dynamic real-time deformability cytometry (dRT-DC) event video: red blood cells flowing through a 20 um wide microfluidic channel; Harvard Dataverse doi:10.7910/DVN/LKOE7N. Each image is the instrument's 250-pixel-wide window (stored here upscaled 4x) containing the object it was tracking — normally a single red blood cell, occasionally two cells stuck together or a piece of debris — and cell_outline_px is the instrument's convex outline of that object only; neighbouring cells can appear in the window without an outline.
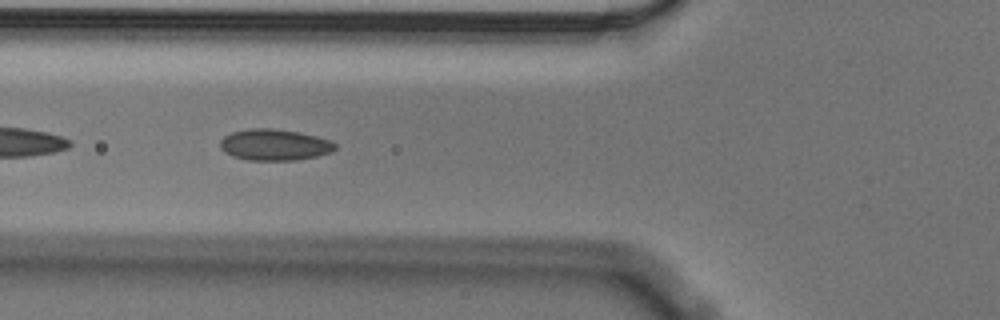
{"species": "Egyptian fruit bat (a non-hibernating species)", "species_latin": "Rousettus aegyptiacus", "temperature_condition": "cold", "stored_images_in_passage": 21, "camera_frame_rate_fps": 3000, "um_per_image_px": 0.085, "animal": {"sex": "male"}, "frame": {"image": 1, "passage_image": 4, "time_ms": 1.0, "image_size_px": [1000, 320], "cell_outline_px": [[336, 148], [332, 152], [316, 156], [296, 160], [248, 160], [232, 156], [224, 152], [220, 148], [220, 140], [224, 136], [232, 132], [248, 128], [272, 128], [300, 132], [332, 140], [336, 144]], "centroid_in_image_um": [23.33, 12.3], "position_along_channel_um": 102.5, "area_um2": 21.15}}
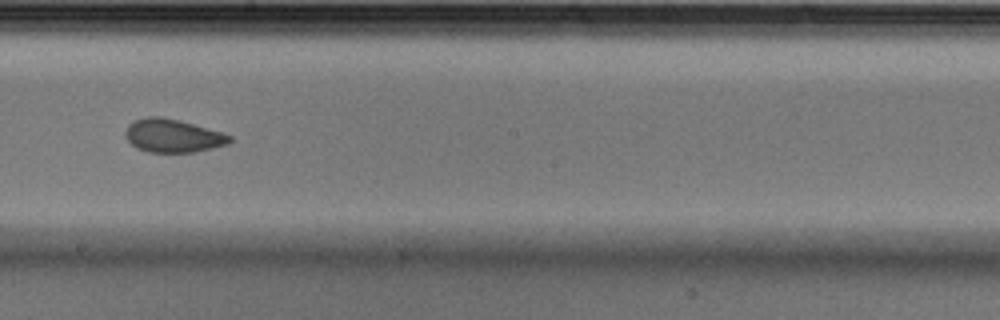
{"frame": {"image": 2, "passage_image": 15, "time_ms": 4.667, "image_size_px": [1000, 320], "cell_outline_px": [[232, 140], [228, 144], [212, 148], [192, 152], [148, 152], [136, 148], [128, 140], [124, 132], [128, 124], [136, 120], [148, 116], [160, 116], [180, 120], [220, 132], [232, 136]], "centroid_in_image_um": [14.67, 11.53], "position_along_channel_um": 233.5, "area_um2": 20.11}}
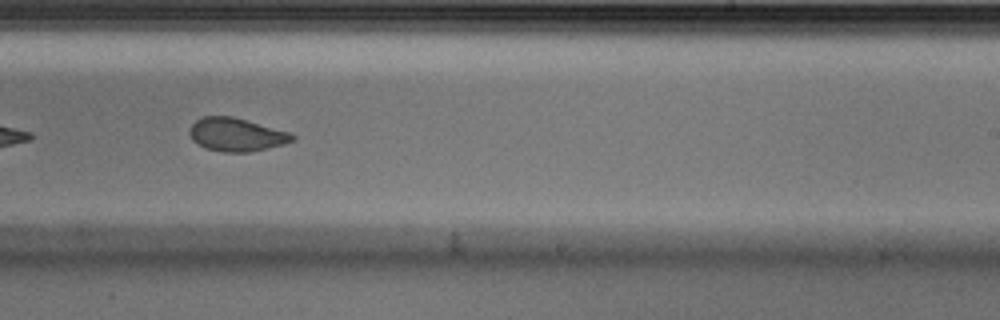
{"frame": {"image": 3, "passage_image": 18, "time_ms": 5.667, "image_size_px": [1000, 320], "cell_outline_px": [[296, 140], [284, 144], [248, 152], [224, 152], [204, 148], [196, 144], [192, 140], [188, 132], [188, 128], [196, 120], [204, 116], [232, 116], [288, 132], [296, 136]], "centroid_in_image_um": [20.04, 11.45], "position_along_channel_um": 269.0, "area_um2": 19.94}}